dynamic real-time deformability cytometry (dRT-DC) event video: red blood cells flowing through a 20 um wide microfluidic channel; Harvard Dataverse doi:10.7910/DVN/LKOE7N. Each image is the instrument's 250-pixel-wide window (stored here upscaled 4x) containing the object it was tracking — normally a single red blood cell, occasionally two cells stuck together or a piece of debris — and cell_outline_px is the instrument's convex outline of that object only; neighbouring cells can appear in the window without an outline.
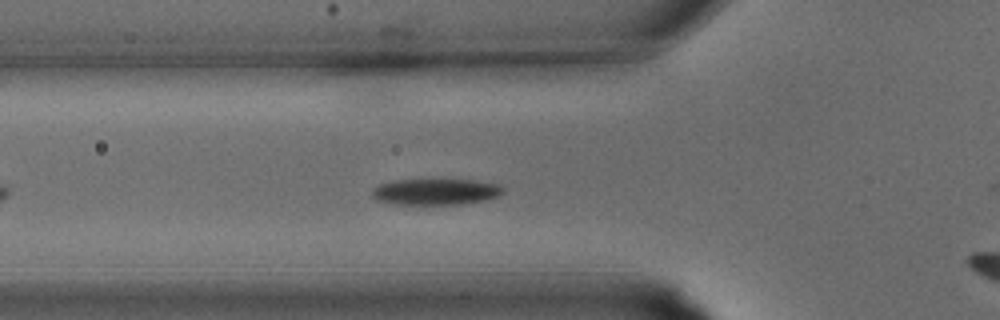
{"species": "common noctule bat (a hibernating species)", "species_latin": "Nyctalus noctula", "temperature_condition": "warm", "stored_images_in_passage": 24, "camera_frame_rate_fps": 3000, "um_per_image_px": 0.085, "animal": {"sex": "male", "body_mass_g": 15.6}, "frame": {"image": 1, "passage_image": 5, "time_ms": 1.333, "image_size_px": [1000, 320], "cell_outline_px": [[504, 192], [488, 200], [460, 204], [396, 204], [376, 200], [372, 196], [372, 188], [380, 184], [392, 180], [472, 180], [496, 184], [504, 188]], "centroid_in_image_um": [37.01, 16.3], "position_along_channel_um": 88.8, "area_um2": 19.88}}
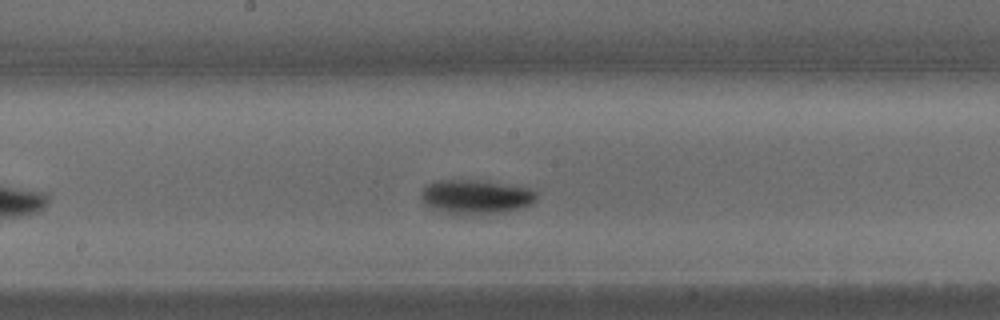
{"frame": {"image": 2, "passage_image": 11, "time_ms": 3.333, "image_size_px": [1000, 320], "cell_outline_px": [[536, 200], [532, 204], [520, 208], [504, 212], [464, 216], [452, 216], [432, 208], [424, 204], [420, 196], [420, 192], [428, 184], [436, 180], [488, 180], [532, 188], [536, 192]], "centroid_in_image_um": [40.44, 16.74], "position_along_channel_um": 207.8, "area_um2": 23.87}}
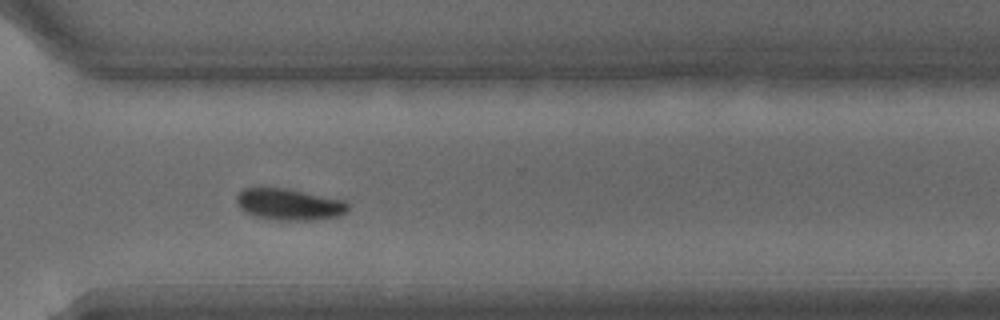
{"frame": {"image": 3, "passage_image": 18, "time_ms": 5.667, "image_size_px": [1000, 320], "cell_outline_px": [[348, 208], [340, 216], [312, 220], [272, 220], [252, 216], [244, 212], [240, 208], [236, 200], [236, 196], [244, 188], [288, 188], [344, 200], [348, 204]], "centroid_in_image_um": [24.55, 17.38], "position_along_channel_um": 346.1, "area_um2": 20.58}}